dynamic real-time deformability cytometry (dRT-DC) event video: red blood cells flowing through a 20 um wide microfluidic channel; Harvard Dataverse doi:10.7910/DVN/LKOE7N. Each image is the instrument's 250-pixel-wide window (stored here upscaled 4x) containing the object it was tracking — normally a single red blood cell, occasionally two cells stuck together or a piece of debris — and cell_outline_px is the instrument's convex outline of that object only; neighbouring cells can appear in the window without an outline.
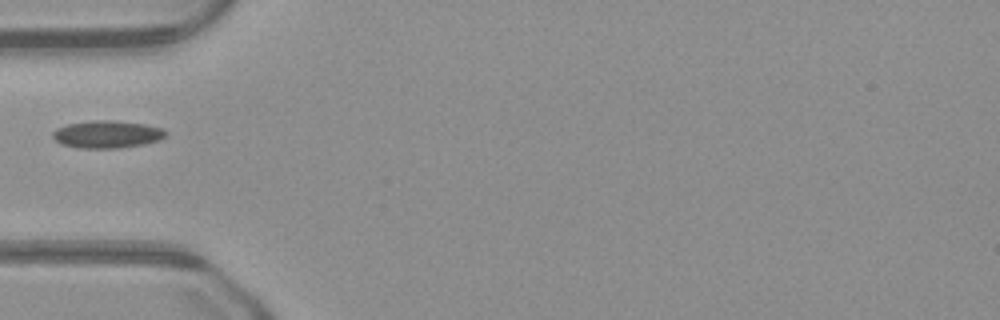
{"species": "common noctule bat (a hibernating species)", "species_latin": "Nyctalus noctula", "temperature_condition": "warm", "stored_images_in_passage": 27, "camera_frame_rate_fps": 3000, "um_per_image_px": 0.085, "animal": {"sex": "male", "body_mass_g": 23.1, "forearm_length_mm": 52.7}, "frame": {"image": 1, "passage_image": 1, "time_ms": 0.0, "image_size_px": [1000, 320], "cell_outline_px": [[168, 132], [164, 136], [156, 140], [144, 144], [120, 148], [80, 148], [60, 144], [52, 136], [52, 132], [56, 128], [68, 124], [96, 120], [112, 120], [144, 124], [160, 128]], "centroid_in_image_um": [9.06, 11.42], "position_along_channel_um": 75.9, "area_um2": 17.92}}
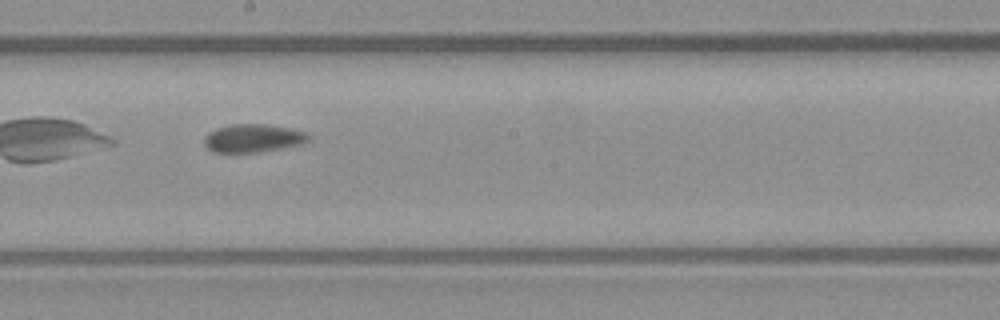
{"frame": {"image": 2, "passage_image": 12, "time_ms": 3.667, "image_size_px": [1000, 320], "cell_outline_px": [[312, 140], [304, 144], [260, 152], [212, 152], [204, 144], [204, 136], [208, 132], [216, 128], [232, 124], [264, 124], [292, 128], [304, 132], [312, 136]], "centroid_in_image_um": [21.55, 11.74], "position_along_channel_um": 226.6, "area_um2": 17.4}}
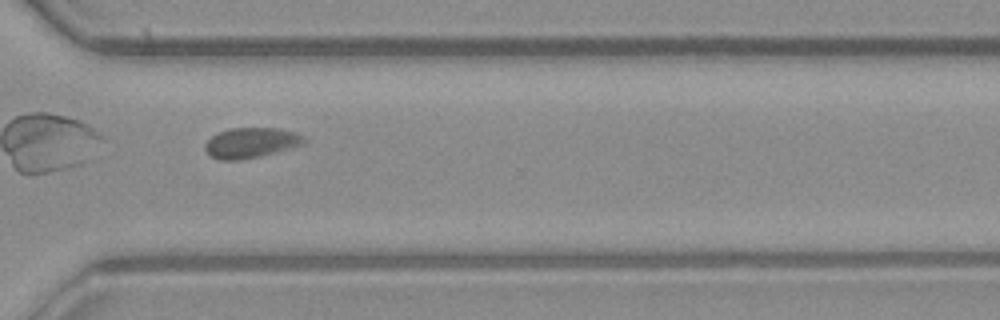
{"frame": {"image": 3, "passage_image": 21, "time_ms": 6.667, "image_size_px": [1000, 320], "cell_outline_px": [[308, 140], [304, 144], [260, 156], [240, 160], [220, 160], [212, 156], [204, 148], [204, 144], [212, 136], [220, 132], [232, 128], [276, 128], [296, 132], [304, 136]], "centroid_in_image_um": [21.36, 12.13], "position_along_channel_um": 349.2, "area_um2": 17.34}}